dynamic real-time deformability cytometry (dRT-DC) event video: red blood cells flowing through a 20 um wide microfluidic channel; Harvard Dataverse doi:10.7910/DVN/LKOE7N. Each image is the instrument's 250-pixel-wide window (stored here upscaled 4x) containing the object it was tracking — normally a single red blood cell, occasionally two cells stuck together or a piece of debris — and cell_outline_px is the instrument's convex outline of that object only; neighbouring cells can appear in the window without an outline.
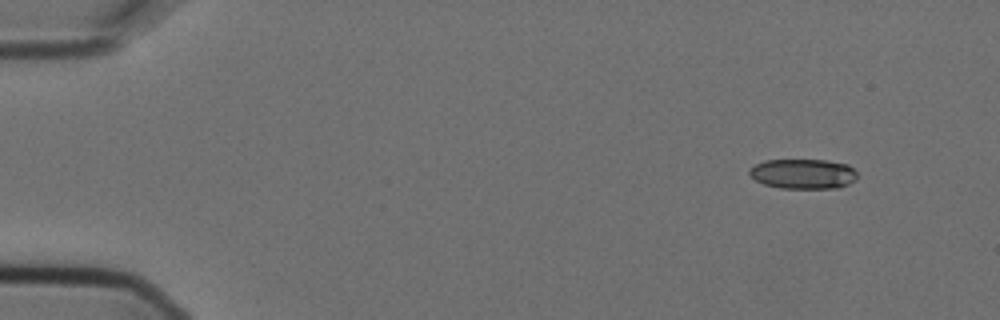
{"species": "Egyptian fruit bat (a non-hibernating species)", "species_latin": "Rousettus aegyptiacus", "temperature_condition": "cold", "stored_images_in_passage": 6, "camera_frame_rate_fps": 3000, "um_per_image_px": 0.085, "animal": {"sex": "female"}, "frame": {"image": 1, "passage_image": 1, "time_ms": 0.0, "image_size_px": [1000, 320], "cell_outline_px": [[856, 180], [848, 184], [836, 188], [780, 188], [764, 184], [756, 180], [748, 172], [756, 164], [764, 160], [824, 160], [848, 164], [856, 172]], "centroid_in_image_um": [68.28, 14.78], "position_along_channel_um": 16.7, "area_um2": 18.67}}
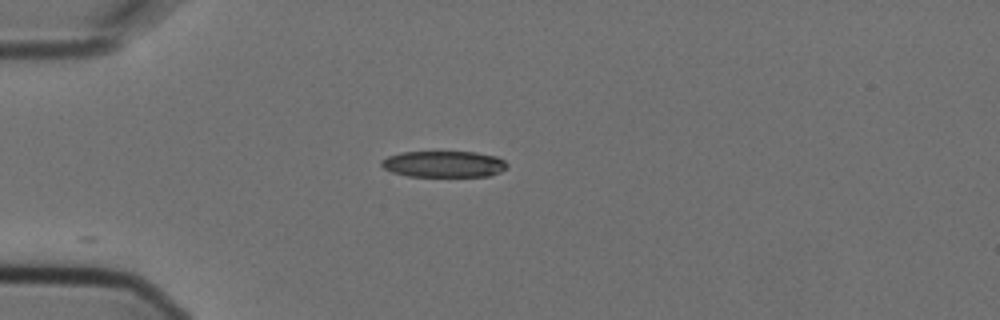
{"frame": {"image": 2, "passage_image": 4, "time_ms": 1.0, "image_size_px": [1000, 320], "cell_outline_px": [[508, 168], [500, 172], [488, 176], [408, 176], [392, 172], [384, 168], [380, 164], [380, 160], [388, 156], [400, 152], [476, 152], [496, 156], [504, 160], [508, 164]], "centroid_in_image_um": [37.73, 13.94], "position_along_channel_um": 47.3, "area_um2": 19.36}}
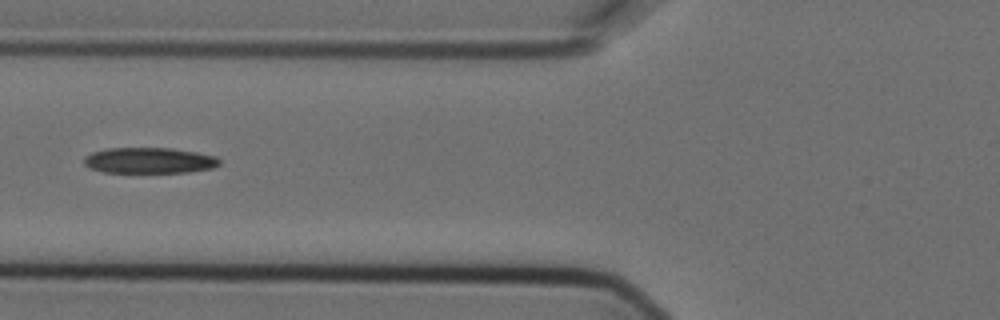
{"frame": {"image": 3, "passage_image": 6, "time_ms": 1.667, "image_size_px": [1000, 320], "cell_outline_px": [[220, 164], [212, 168], [188, 172], [104, 172], [92, 168], [84, 164], [84, 156], [92, 152], [108, 148], [172, 148], [196, 152], [216, 156], [220, 160]], "centroid_in_image_um": [12.7, 13.63], "position_along_channel_um": 113.1, "area_um2": 20.29}}